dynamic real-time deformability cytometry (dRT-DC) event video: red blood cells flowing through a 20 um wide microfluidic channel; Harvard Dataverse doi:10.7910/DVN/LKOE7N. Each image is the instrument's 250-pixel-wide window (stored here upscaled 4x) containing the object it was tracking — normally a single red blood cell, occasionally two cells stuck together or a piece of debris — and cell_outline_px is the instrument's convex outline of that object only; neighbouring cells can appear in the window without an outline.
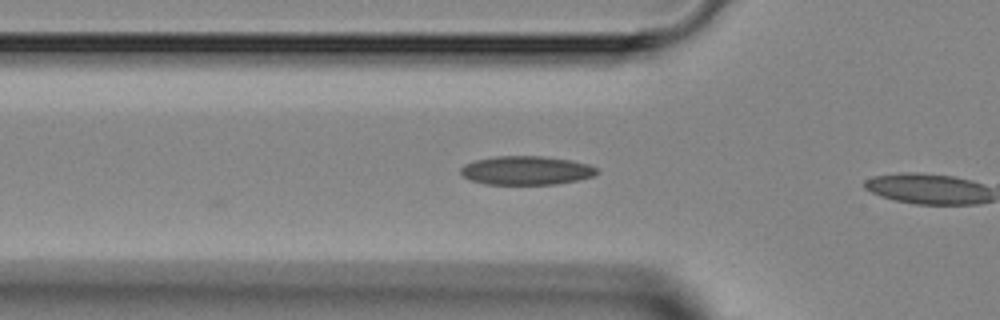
{"species": "Egyptian fruit bat (a non-hibernating species)", "species_latin": "Rousettus aegyptiacus", "temperature_condition": "room temperature", "stored_images_in_passage": 4, "camera_frame_rate_fps": 3000, "um_per_image_px": 0.085, "animal": {"sex": "female"}, "frame": {"image": 1, "passage_image": 3, "time_ms": 2.333, "image_size_px": [1000, 320], "cell_outline_px": [[600, 172], [592, 176], [576, 180], [556, 184], [484, 184], [472, 180], [464, 176], [460, 172], [460, 168], [464, 164], [476, 160], [496, 156], [540, 156], [572, 160], [588, 164], [596, 168]], "centroid_in_image_um": [44.73, 14.48], "position_along_channel_um": 81.1, "area_um2": 22.72}}